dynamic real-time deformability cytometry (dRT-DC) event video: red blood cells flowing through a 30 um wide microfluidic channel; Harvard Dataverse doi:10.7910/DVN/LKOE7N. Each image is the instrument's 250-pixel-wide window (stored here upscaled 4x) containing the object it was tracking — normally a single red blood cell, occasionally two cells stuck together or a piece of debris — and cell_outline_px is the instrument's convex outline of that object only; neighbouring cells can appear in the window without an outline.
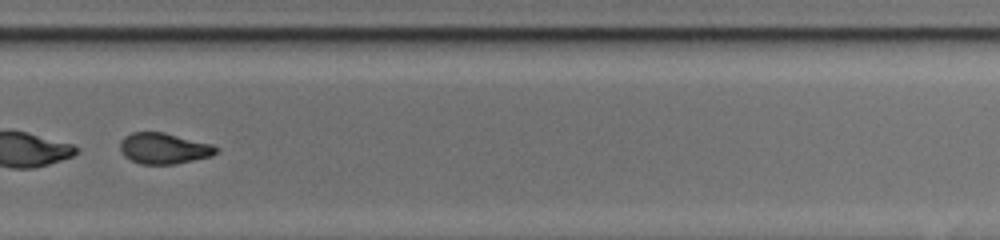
{"species": "common noctule bat (a hibernating species)", "species_latin": "Nyctalus noctula", "temperature_condition": "cold", "stored_images_in_passage": 49, "segment_of_instrument_passage": [2, 2], "camera_frame_rate_fps": 3000, "um_per_image_px": 0.085, "animal": {"sex": "female", "body_mass_g": 17.0, "forearm_length_mm": 48.0}, "frame": {"image": 1, "passage_image": 35, "time_ms": 11.333, "image_size_px": [1000, 240], "cell_outline_px": [[220, 152], [212, 156], [176, 164], [140, 164], [124, 156], [120, 152], [120, 140], [124, 136], [132, 132], [164, 132], [212, 144], [220, 148]], "centroid_in_image_um": [13.95, 12.61], "position_along_channel_um": 315.8, "area_um2": 17.57}}
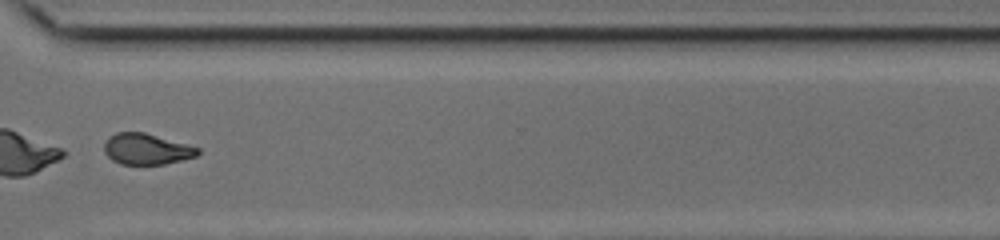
{"frame": {"image": 2, "passage_image": 38, "time_ms": 12.333, "image_size_px": [1000, 240], "cell_outline_px": [[200, 152], [196, 156], [164, 164], [120, 164], [112, 160], [104, 152], [104, 144], [108, 136], [116, 132], [144, 132], [200, 148]], "centroid_in_image_um": [12.42, 12.66], "position_along_channel_um": 358.2, "area_um2": 16.82}}